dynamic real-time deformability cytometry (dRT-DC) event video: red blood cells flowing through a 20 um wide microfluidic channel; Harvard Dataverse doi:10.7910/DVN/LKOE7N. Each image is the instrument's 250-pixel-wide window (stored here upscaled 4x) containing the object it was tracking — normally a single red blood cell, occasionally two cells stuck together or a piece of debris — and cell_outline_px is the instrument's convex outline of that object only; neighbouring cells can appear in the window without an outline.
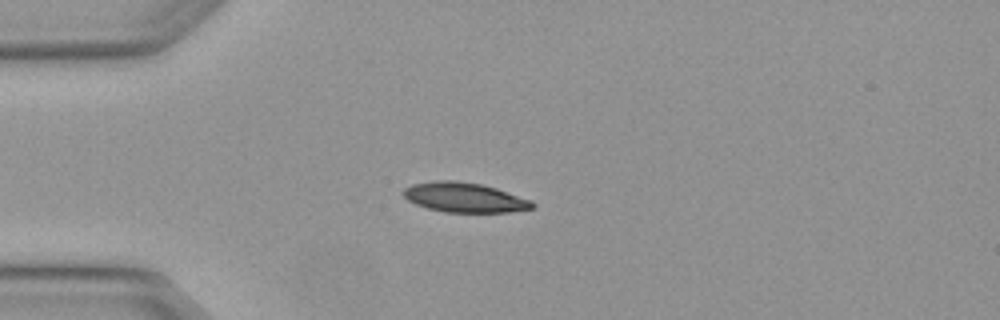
{"species": "Egyptian fruit bat (a non-hibernating species)", "species_latin": "Rousettus aegyptiacus", "temperature_condition": "warm", "stored_images_in_passage": 2, "camera_frame_rate_fps": 3000, "um_per_image_px": 0.085, "animal": {"sex": "female"}, "frame": {"image": 1, "passage_image": 1, "time_ms": 0.0, "image_size_px": [1000, 320], "cell_outline_px": [[536, 208], [508, 212], [444, 212], [428, 208], [416, 204], [408, 200], [404, 196], [404, 188], [412, 184], [436, 180], [456, 180], [480, 184], [496, 188], [532, 200], [536, 204]], "centroid_in_image_um": [39.51, 16.78], "position_along_channel_um": 45.5, "area_um2": 22.37}}